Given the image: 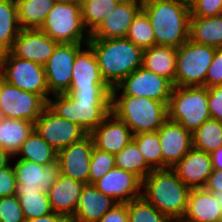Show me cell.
I'll use <instances>...</instances> for the list:
<instances>
[{"instance_id":"cell-1","label":"cell","mask_w":222,"mask_h":222,"mask_svg":"<svg viewBox=\"0 0 222 222\" xmlns=\"http://www.w3.org/2000/svg\"><path fill=\"white\" fill-rule=\"evenodd\" d=\"M112 89L68 90L49 98L47 107L57 116L79 125L87 134L111 113Z\"/></svg>"},{"instance_id":"cell-2","label":"cell","mask_w":222,"mask_h":222,"mask_svg":"<svg viewBox=\"0 0 222 222\" xmlns=\"http://www.w3.org/2000/svg\"><path fill=\"white\" fill-rule=\"evenodd\" d=\"M142 9L150 19L156 45L179 48L189 40L190 2L144 0Z\"/></svg>"},{"instance_id":"cell-3","label":"cell","mask_w":222,"mask_h":222,"mask_svg":"<svg viewBox=\"0 0 222 222\" xmlns=\"http://www.w3.org/2000/svg\"><path fill=\"white\" fill-rule=\"evenodd\" d=\"M87 44L94 51L101 76L111 89L142 66L143 50L126 37L90 38Z\"/></svg>"},{"instance_id":"cell-4","label":"cell","mask_w":222,"mask_h":222,"mask_svg":"<svg viewBox=\"0 0 222 222\" xmlns=\"http://www.w3.org/2000/svg\"><path fill=\"white\" fill-rule=\"evenodd\" d=\"M190 190L172 169H158L142 180L141 196L171 221H181Z\"/></svg>"},{"instance_id":"cell-5","label":"cell","mask_w":222,"mask_h":222,"mask_svg":"<svg viewBox=\"0 0 222 222\" xmlns=\"http://www.w3.org/2000/svg\"><path fill=\"white\" fill-rule=\"evenodd\" d=\"M111 112L123 121L133 135L158 131L168 119L167 104L146 97L111 92Z\"/></svg>"},{"instance_id":"cell-6","label":"cell","mask_w":222,"mask_h":222,"mask_svg":"<svg viewBox=\"0 0 222 222\" xmlns=\"http://www.w3.org/2000/svg\"><path fill=\"white\" fill-rule=\"evenodd\" d=\"M167 111L168 119L193 133L211 118L208 109V89L203 86H174Z\"/></svg>"},{"instance_id":"cell-7","label":"cell","mask_w":222,"mask_h":222,"mask_svg":"<svg viewBox=\"0 0 222 222\" xmlns=\"http://www.w3.org/2000/svg\"><path fill=\"white\" fill-rule=\"evenodd\" d=\"M40 30L57 43L87 44L90 39L81 7L68 0L56 1Z\"/></svg>"},{"instance_id":"cell-8","label":"cell","mask_w":222,"mask_h":222,"mask_svg":"<svg viewBox=\"0 0 222 222\" xmlns=\"http://www.w3.org/2000/svg\"><path fill=\"white\" fill-rule=\"evenodd\" d=\"M216 48L190 39L177 48L175 86L205 87V78Z\"/></svg>"},{"instance_id":"cell-9","label":"cell","mask_w":222,"mask_h":222,"mask_svg":"<svg viewBox=\"0 0 222 222\" xmlns=\"http://www.w3.org/2000/svg\"><path fill=\"white\" fill-rule=\"evenodd\" d=\"M0 74L9 84L23 91L36 93L48 102L51 94L43 65L14 57L8 51L0 54Z\"/></svg>"},{"instance_id":"cell-10","label":"cell","mask_w":222,"mask_h":222,"mask_svg":"<svg viewBox=\"0 0 222 222\" xmlns=\"http://www.w3.org/2000/svg\"><path fill=\"white\" fill-rule=\"evenodd\" d=\"M46 107L47 102L40 95L23 91L1 79L0 111L4 118L35 123Z\"/></svg>"},{"instance_id":"cell-11","label":"cell","mask_w":222,"mask_h":222,"mask_svg":"<svg viewBox=\"0 0 222 222\" xmlns=\"http://www.w3.org/2000/svg\"><path fill=\"white\" fill-rule=\"evenodd\" d=\"M173 88L174 84L171 80L141 66L112 88L111 92L155 99L168 105Z\"/></svg>"},{"instance_id":"cell-12","label":"cell","mask_w":222,"mask_h":222,"mask_svg":"<svg viewBox=\"0 0 222 222\" xmlns=\"http://www.w3.org/2000/svg\"><path fill=\"white\" fill-rule=\"evenodd\" d=\"M34 130L57 152L88 135L79 125L57 116L48 107L34 123Z\"/></svg>"},{"instance_id":"cell-13","label":"cell","mask_w":222,"mask_h":222,"mask_svg":"<svg viewBox=\"0 0 222 222\" xmlns=\"http://www.w3.org/2000/svg\"><path fill=\"white\" fill-rule=\"evenodd\" d=\"M86 44L59 43L44 65L46 84L50 94L66 93L71 86L72 67L77 53Z\"/></svg>"},{"instance_id":"cell-14","label":"cell","mask_w":222,"mask_h":222,"mask_svg":"<svg viewBox=\"0 0 222 222\" xmlns=\"http://www.w3.org/2000/svg\"><path fill=\"white\" fill-rule=\"evenodd\" d=\"M93 139L88 134L82 140L58 151L57 162L60 174L68 176L84 184H89Z\"/></svg>"},{"instance_id":"cell-15","label":"cell","mask_w":222,"mask_h":222,"mask_svg":"<svg viewBox=\"0 0 222 222\" xmlns=\"http://www.w3.org/2000/svg\"><path fill=\"white\" fill-rule=\"evenodd\" d=\"M58 44L40 29H21L9 52L44 66Z\"/></svg>"},{"instance_id":"cell-16","label":"cell","mask_w":222,"mask_h":222,"mask_svg":"<svg viewBox=\"0 0 222 222\" xmlns=\"http://www.w3.org/2000/svg\"><path fill=\"white\" fill-rule=\"evenodd\" d=\"M157 132L162 150V169H172L193 147L192 133L170 119Z\"/></svg>"},{"instance_id":"cell-17","label":"cell","mask_w":222,"mask_h":222,"mask_svg":"<svg viewBox=\"0 0 222 222\" xmlns=\"http://www.w3.org/2000/svg\"><path fill=\"white\" fill-rule=\"evenodd\" d=\"M16 190H40L48 192L60 175L58 162L41 165L27 160L17 159L13 164Z\"/></svg>"},{"instance_id":"cell-18","label":"cell","mask_w":222,"mask_h":222,"mask_svg":"<svg viewBox=\"0 0 222 222\" xmlns=\"http://www.w3.org/2000/svg\"><path fill=\"white\" fill-rule=\"evenodd\" d=\"M93 185L118 203H128L142 194V180L135 174L116 167Z\"/></svg>"},{"instance_id":"cell-19","label":"cell","mask_w":222,"mask_h":222,"mask_svg":"<svg viewBox=\"0 0 222 222\" xmlns=\"http://www.w3.org/2000/svg\"><path fill=\"white\" fill-rule=\"evenodd\" d=\"M143 2L122 0L104 21L90 34V38H125Z\"/></svg>"},{"instance_id":"cell-20","label":"cell","mask_w":222,"mask_h":222,"mask_svg":"<svg viewBox=\"0 0 222 222\" xmlns=\"http://www.w3.org/2000/svg\"><path fill=\"white\" fill-rule=\"evenodd\" d=\"M172 170L190 189L204 188L213 171L211 156L192 147Z\"/></svg>"},{"instance_id":"cell-21","label":"cell","mask_w":222,"mask_h":222,"mask_svg":"<svg viewBox=\"0 0 222 222\" xmlns=\"http://www.w3.org/2000/svg\"><path fill=\"white\" fill-rule=\"evenodd\" d=\"M89 135L93 139L94 147L114 155L133 138L131 129L112 112Z\"/></svg>"},{"instance_id":"cell-22","label":"cell","mask_w":222,"mask_h":222,"mask_svg":"<svg viewBox=\"0 0 222 222\" xmlns=\"http://www.w3.org/2000/svg\"><path fill=\"white\" fill-rule=\"evenodd\" d=\"M76 55L69 90L111 89L101 76L96 55L86 44Z\"/></svg>"},{"instance_id":"cell-23","label":"cell","mask_w":222,"mask_h":222,"mask_svg":"<svg viewBox=\"0 0 222 222\" xmlns=\"http://www.w3.org/2000/svg\"><path fill=\"white\" fill-rule=\"evenodd\" d=\"M116 204L117 201L103 194L93 184H85L70 222H98Z\"/></svg>"},{"instance_id":"cell-24","label":"cell","mask_w":222,"mask_h":222,"mask_svg":"<svg viewBox=\"0 0 222 222\" xmlns=\"http://www.w3.org/2000/svg\"><path fill=\"white\" fill-rule=\"evenodd\" d=\"M84 183L60 174L49 189L48 198L53 212L71 220L75 214Z\"/></svg>"},{"instance_id":"cell-25","label":"cell","mask_w":222,"mask_h":222,"mask_svg":"<svg viewBox=\"0 0 222 222\" xmlns=\"http://www.w3.org/2000/svg\"><path fill=\"white\" fill-rule=\"evenodd\" d=\"M181 222H222V210L215 194L205 188L191 189Z\"/></svg>"},{"instance_id":"cell-26","label":"cell","mask_w":222,"mask_h":222,"mask_svg":"<svg viewBox=\"0 0 222 222\" xmlns=\"http://www.w3.org/2000/svg\"><path fill=\"white\" fill-rule=\"evenodd\" d=\"M177 48L155 45L143 50L142 67L171 80L175 86Z\"/></svg>"},{"instance_id":"cell-27","label":"cell","mask_w":222,"mask_h":222,"mask_svg":"<svg viewBox=\"0 0 222 222\" xmlns=\"http://www.w3.org/2000/svg\"><path fill=\"white\" fill-rule=\"evenodd\" d=\"M189 39L218 48L222 45V14L211 17L190 16Z\"/></svg>"},{"instance_id":"cell-28","label":"cell","mask_w":222,"mask_h":222,"mask_svg":"<svg viewBox=\"0 0 222 222\" xmlns=\"http://www.w3.org/2000/svg\"><path fill=\"white\" fill-rule=\"evenodd\" d=\"M33 130L34 123L27 120L4 118L0 122V147L15 156Z\"/></svg>"},{"instance_id":"cell-29","label":"cell","mask_w":222,"mask_h":222,"mask_svg":"<svg viewBox=\"0 0 222 222\" xmlns=\"http://www.w3.org/2000/svg\"><path fill=\"white\" fill-rule=\"evenodd\" d=\"M57 0H16L21 29H41Z\"/></svg>"},{"instance_id":"cell-30","label":"cell","mask_w":222,"mask_h":222,"mask_svg":"<svg viewBox=\"0 0 222 222\" xmlns=\"http://www.w3.org/2000/svg\"><path fill=\"white\" fill-rule=\"evenodd\" d=\"M16 156L21 160L41 165H52L57 162L58 152L33 130L12 159H15Z\"/></svg>"},{"instance_id":"cell-31","label":"cell","mask_w":222,"mask_h":222,"mask_svg":"<svg viewBox=\"0 0 222 222\" xmlns=\"http://www.w3.org/2000/svg\"><path fill=\"white\" fill-rule=\"evenodd\" d=\"M20 30L16 0H0V54L11 49Z\"/></svg>"},{"instance_id":"cell-32","label":"cell","mask_w":222,"mask_h":222,"mask_svg":"<svg viewBox=\"0 0 222 222\" xmlns=\"http://www.w3.org/2000/svg\"><path fill=\"white\" fill-rule=\"evenodd\" d=\"M25 220L42 217L53 212L48 193L40 190H16Z\"/></svg>"},{"instance_id":"cell-33","label":"cell","mask_w":222,"mask_h":222,"mask_svg":"<svg viewBox=\"0 0 222 222\" xmlns=\"http://www.w3.org/2000/svg\"><path fill=\"white\" fill-rule=\"evenodd\" d=\"M116 168L131 172L143 180L153 169L145 162L137 144L130 141L119 153L115 154Z\"/></svg>"},{"instance_id":"cell-34","label":"cell","mask_w":222,"mask_h":222,"mask_svg":"<svg viewBox=\"0 0 222 222\" xmlns=\"http://www.w3.org/2000/svg\"><path fill=\"white\" fill-rule=\"evenodd\" d=\"M193 147L211 154L222 146V123L215 119L206 120L192 133Z\"/></svg>"},{"instance_id":"cell-35","label":"cell","mask_w":222,"mask_h":222,"mask_svg":"<svg viewBox=\"0 0 222 222\" xmlns=\"http://www.w3.org/2000/svg\"><path fill=\"white\" fill-rule=\"evenodd\" d=\"M122 0H88L81 6L84 25L91 34Z\"/></svg>"},{"instance_id":"cell-36","label":"cell","mask_w":222,"mask_h":222,"mask_svg":"<svg viewBox=\"0 0 222 222\" xmlns=\"http://www.w3.org/2000/svg\"><path fill=\"white\" fill-rule=\"evenodd\" d=\"M132 140L153 170L162 169V150L157 131L133 135Z\"/></svg>"},{"instance_id":"cell-37","label":"cell","mask_w":222,"mask_h":222,"mask_svg":"<svg viewBox=\"0 0 222 222\" xmlns=\"http://www.w3.org/2000/svg\"><path fill=\"white\" fill-rule=\"evenodd\" d=\"M126 38L142 50L156 45L150 19L143 9L135 16L129 27Z\"/></svg>"},{"instance_id":"cell-38","label":"cell","mask_w":222,"mask_h":222,"mask_svg":"<svg viewBox=\"0 0 222 222\" xmlns=\"http://www.w3.org/2000/svg\"><path fill=\"white\" fill-rule=\"evenodd\" d=\"M127 213L132 222H172L142 196L127 203Z\"/></svg>"},{"instance_id":"cell-39","label":"cell","mask_w":222,"mask_h":222,"mask_svg":"<svg viewBox=\"0 0 222 222\" xmlns=\"http://www.w3.org/2000/svg\"><path fill=\"white\" fill-rule=\"evenodd\" d=\"M115 167L114 154L93 147L90 161L89 184H94Z\"/></svg>"},{"instance_id":"cell-40","label":"cell","mask_w":222,"mask_h":222,"mask_svg":"<svg viewBox=\"0 0 222 222\" xmlns=\"http://www.w3.org/2000/svg\"><path fill=\"white\" fill-rule=\"evenodd\" d=\"M23 210L15 195L0 197V222H25Z\"/></svg>"},{"instance_id":"cell-41","label":"cell","mask_w":222,"mask_h":222,"mask_svg":"<svg viewBox=\"0 0 222 222\" xmlns=\"http://www.w3.org/2000/svg\"><path fill=\"white\" fill-rule=\"evenodd\" d=\"M191 16L211 17L222 14V0H191Z\"/></svg>"},{"instance_id":"cell-42","label":"cell","mask_w":222,"mask_h":222,"mask_svg":"<svg viewBox=\"0 0 222 222\" xmlns=\"http://www.w3.org/2000/svg\"><path fill=\"white\" fill-rule=\"evenodd\" d=\"M220 85H222V45L216 48L212 63L207 70L205 78L206 88Z\"/></svg>"},{"instance_id":"cell-43","label":"cell","mask_w":222,"mask_h":222,"mask_svg":"<svg viewBox=\"0 0 222 222\" xmlns=\"http://www.w3.org/2000/svg\"><path fill=\"white\" fill-rule=\"evenodd\" d=\"M17 181L12 165H7L0 169V197L12 196L16 194Z\"/></svg>"},{"instance_id":"cell-44","label":"cell","mask_w":222,"mask_h":222,"mask_svg":"<svg viewBox=\"0 0 222 222\" xmlns=\"http://www.w3.org/2000/svg\"><path fill=\"white\" fill-rule=\"evenodd\" d=\"M208 89V109L212 119L222 123V85Z\"/></svg>"},{"instance_id":"cell-45","label":"cell","mask_w":222,"mask_h":222,"mask_svg":"<svg viewBox=\"0 0 222 222\" xmlns=\"http://www.w3.org/2000/svg\"><path fill=\"white\" fill-rule=\"evenodd\" d=\"M127 218V203H118L106 212L98 222H125Z\"/></svg>"},{"instance_id":"cell-46","label":"cell","mask_w":222,"mask_h":222,"mask_svg":"<svg viewBox=\"0 0 222 222\" xmlns=\"http://www.w3.org/2000/svg\"><path fill=\"white\" fill-rule=\"evenodd\" d=\"M212 193H222V170L213 169L204 187Z\"/></svg>"},{"instance_id":"cell-47","label":"cell","mask_w":222,"mask_h":222,"mask_svg":"<svg viewBox=\"0 0 222 222\" xmlns=\"http://www.w3.org/2000/svg\"><path fill=\"white\" fill-rule=\"evenodd\" d=\"M25 222H70V220L63 215L52 212L42 217L26 220Z\"/></svg>"},{"instance_id":"cell-48","label":"cell","mask_w":222,"mask_h":222,"mask_svg":"<svg viewBox=\"0 0 222 222\" xmlns=\"http://www.w3.org/2000/svg\"><path fill=\"white\" fill-rule=\"evenodd\" d=\"M210 156L213 169L222 170V146L213 151Z\"/></svg>"},{"instance_id":"cell-49","label":"cell","mask_w":222,"mask_h":222,"mask_svg":"<svg viewBox=\"0 0 222 222\" xmlns=\"http://www.w3.org/2000/svg\"><path fill=\"white\" fill-rule=\"evenodd\" d=\"M12 156L3 148L0 147V169L6 167L9 164Z\"/></svg>"},{"instance_id":"cell-50","label":"cell","mask_w":222,"mask_h":222,"mask_svg":"<svg viewBox=\"0 0 222 222\" xmlns=\"http://www.w3.org/2000/svg\"><path fill=\"white\" fill-rule=\"evenodd\" d=\"M68 1H70L71 3H75L76 5L81 7L88 0H68Z\"/></svg>"},{"instance_id":"cell-51","label":"cell","mask_w":222,"mask_h":222,"mask_svg":"<svg viewBox=\"0 0 222 222\" xmlns=\"http://www.w3.org/2000/svg\"><path fill=\"white\" fill-rule=\"evenodd\" d=\"M215 196H216L217 201L219 202V205H220L221 210H222V193H215Z\"/></svg>"},{"instance_id":"cell-52","label":"cell","mask_w":222,"mask_h":222,"mask_svg":"<svg viewBox=\"0 0 222 222\" xmlns=\"http://www.w3.org/2000/svg\"><path fill=\"white\" fill-rule=\"evenodd\" d=\"M2 75L0 74V84H1V79H2ZM4 119L3 113L0 111V122Z\"/></svg>"},{"instance_id":"cell-53","label":"cell","mask_w":222,"mask_h":222,"mask_svg":"<svg viewBox=\"0 0 222 222\" xmlns=\"http://www.w3.org/2000/svg\"><path fill=\"white\" fill-rule=\"evenodd\" d=\"M125 222H132L131 219L127 218V220Z\"/></svg>"}]
</instances>
